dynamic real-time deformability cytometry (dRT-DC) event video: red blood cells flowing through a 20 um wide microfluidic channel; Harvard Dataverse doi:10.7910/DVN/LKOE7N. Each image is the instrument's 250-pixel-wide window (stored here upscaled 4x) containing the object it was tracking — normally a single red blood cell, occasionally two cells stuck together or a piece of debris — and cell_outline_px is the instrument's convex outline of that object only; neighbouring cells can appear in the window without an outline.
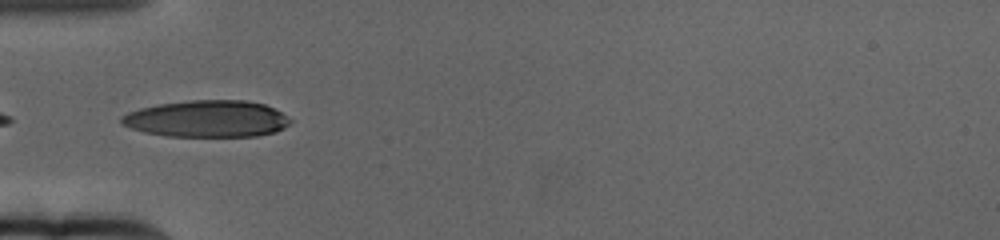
{"species": "human", "species_latin": "Homo sapiens", "temperature_condition": "cold", "stored_images_in_passage": 45, "camera_frame_rate_fps": 3000, "um_per_image_px": 0.085, "donor": {"sex": "female"}, "frame": {"image": 1, "passage_image": 1, "time_ms": 0.0, "image_size_px": [1000, 240], "cell_outline_px": [[292, 120], [284, 128], [276, 132], [256, 136], [168, 136], [144, 132], [120, 124], [120, 116], [128, 112], [140, 108], [160, 104], [192, 100], [244, 100], [264, 104], [280, 112]], "centroid_in_image_um": [17.58, 10.1], "position_along_channel_um": 67.4, "area_um2": 36.07}}
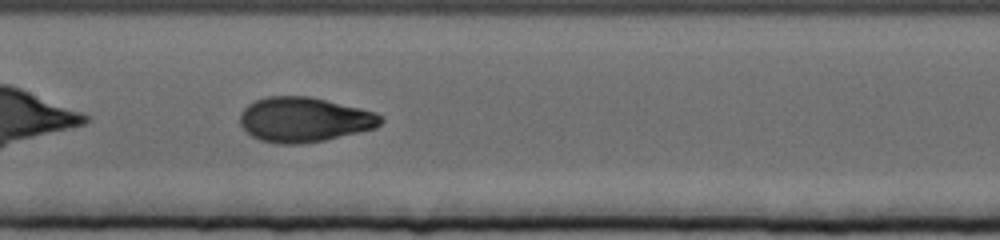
{"frame": {"image": 2, "passage_image": 12, "time_ms": 3.667, "image_size_px": [1000, 240], "cell_outline_px": [[384, 120], [376, 128], [324, 140], [304, 144], [280, 144], [260, 140], [252, 136], [240, 124], [240, 112], [248, 104], [256, 100], [268, 96], [308, 96], [360, 108], [376, 112], [384, 116]], "centroid_in_image_um": [25.87, 10.17], "position_along_channel_um": 181.5, "area_um2": 36.76}}
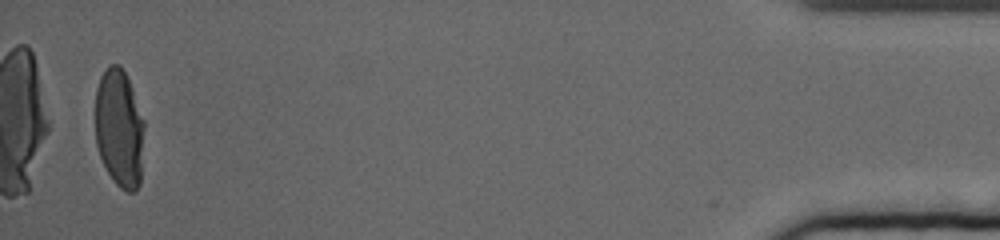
{"frame": {"image": 3, "passage_image": 43, "time_ms": 14.0, "image_size_px": [1000, 240], "cell_outline_px": [[144, 128], [140, 184], [136, 192], [128, 192], [120, 188], [112, 180], [100, 156], [96, 144], [96, 88], [100, 76], [112, 64], [120, 64], [128, 80], [144, 120]], "centroid_in_image_um": [10.15, 10.95], "position_along_channel_um": 425.1, "area_um2": 33.7}, "authors_computed_cell_mechanics": {"area_um2": 35.9516, "velocity_mm_per_s": 3.1285, "shape_relaxation_time_tau1_ms": 4.8716, "shape_relaxation_time_tau2_ms": 0.9675, "deformation_change_tau1": 0.2114, "deformation_change_tau2": 0.0498}}